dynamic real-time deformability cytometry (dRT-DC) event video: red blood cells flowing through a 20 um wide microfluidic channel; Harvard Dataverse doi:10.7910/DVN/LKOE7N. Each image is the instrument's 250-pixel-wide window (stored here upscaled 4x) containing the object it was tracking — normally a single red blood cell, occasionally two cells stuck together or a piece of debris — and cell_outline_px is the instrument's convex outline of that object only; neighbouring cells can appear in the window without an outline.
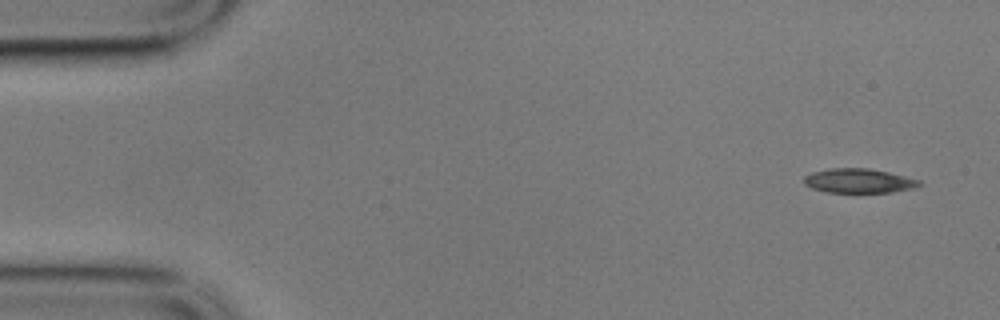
{"species": "common noctule bat (a hibernating species)", "species_latin": "Nyctalus noctula", "temperature_condition": "cold", "stored_images_in_passage": 6, "camera_frame_rate_fps": 3000, "um_per_image_px": 0.085, "animal": {"sex": "male", "body_mass_g": 17.9}, "frame": {"image": 1, "passage_image": 1, "time_ms": 0.0, "image_size_px": [1000, 320], "cell_outline_px": [[924, 184], [916, 188], [892, 192], [824, 192], [812, 188], [804, 184], [804, 176], [812, 172], [828, 168], [868, 168], [888, 172], [920, 180]], "centroid_in_image_um": [73.01, 15.37], "position_along_channel_um": 12.0, "area_um2": 16.47}}
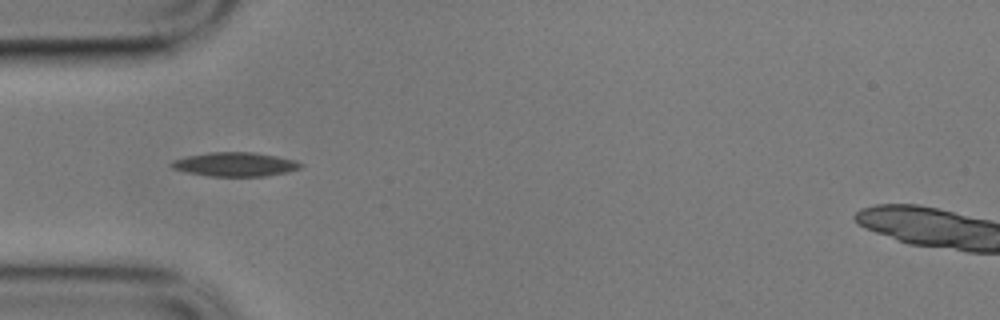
{"frame": {"image": 2, "passage_image": 5, "time_ms": 1.333, "image_size_px": [1000, 320], "cell_outline_px": [[304, 164], [300, 168], [288, 172], [264, 176], [208, 176], [184, 172], [172, 168], [168, 164], [172, 160], [188, 156], [208, 152], [252, 152], [276, 156], [296, 160]], "centroid_in_image_um": [19.96, 13.97], "position_along_channel_um": 65.0, "area_um2": 18.21}}